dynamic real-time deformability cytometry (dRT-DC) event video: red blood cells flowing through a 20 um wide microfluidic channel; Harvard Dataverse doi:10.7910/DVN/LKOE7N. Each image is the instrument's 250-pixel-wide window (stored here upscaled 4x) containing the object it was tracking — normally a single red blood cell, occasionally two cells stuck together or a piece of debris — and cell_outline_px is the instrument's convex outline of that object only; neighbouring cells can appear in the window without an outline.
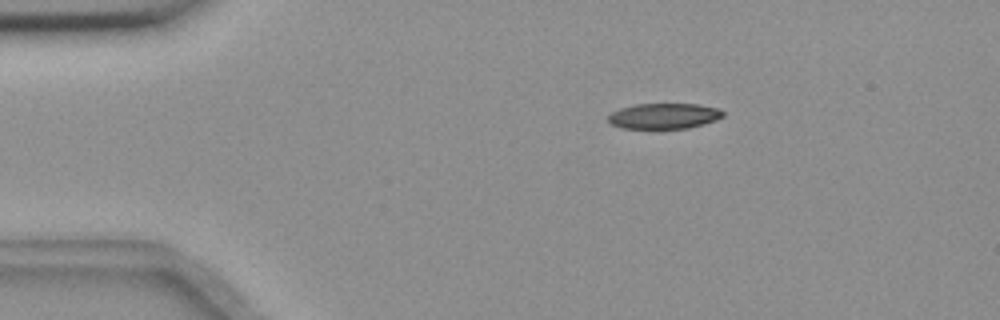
{"species": "common noctule bat (a hibernating species)", "species_latin": "Nyctalus noctula", "temperature_condition": "room temperature", "stored_images_in_passage": 46, "camera_frame_rate_fps": 3000, "um_per_image_px": 0.085, "animal": {"sex": "female", "body_mass_g": 18.4}, "frame": {"image": 1, "passage_image": 1, "time_ms": 0.0, "image_size_px": [1000, 320], "cell_outline_px": [[724, 116], [716, 120], [704, 124], [688, 128], [620, 128], [612, 124], [608, 120], [608, 116], [612, 112], [620, 108], [636, 104], [696, 104], [720, 108], [724, 112]], "centroid_in_image_um": [56.47, 9.85], "position_along_channel_um": 28.5, "area_um2": 17.11}}
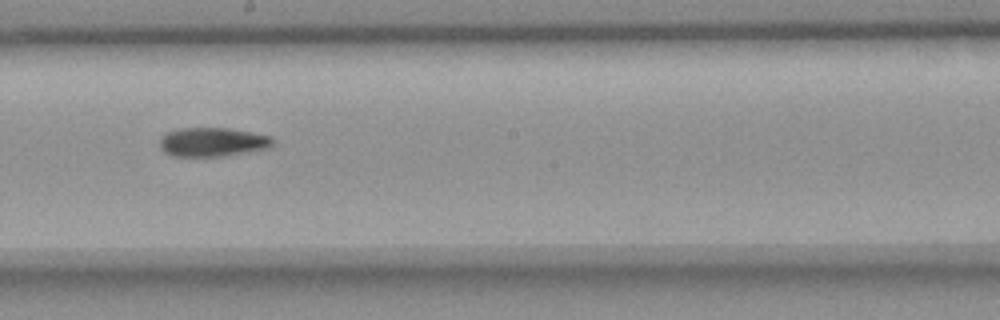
{"frame": {"image": 2, "passage_image": 22, "time_ms": 7.0, "image_size_px": [1000, 320], "cell_outline_px": [[276, 140], [268, 148], [224, 156], [176, 156], [164, 152], [160, 148], [160, 136], [168, 132], [180, 128], [228, 128], [252, 132], [272, 136]], "centroid_in_image_um": [18.08, 12.06], "position_along_channel_um": 230.1, "area_um2": 19.13}}
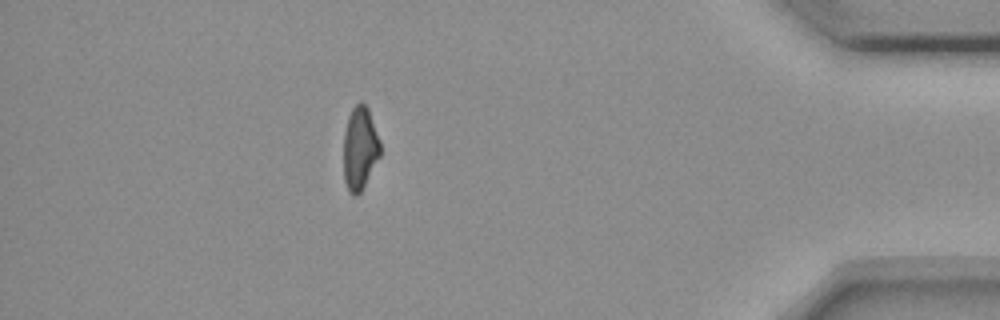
{"frame": {"image": 3, "passage_image": 40, "time_ms": 13.0, "image_size_px": [1000, 320], "cell_outline_px": [[380, 156], [360, 192], [356, 196], [352, 196], [348, 192], [344, 180], [344, 132], [348, 116], [352, 108], [360, 100], [368, 108], [380, 140]], "centroid_in_image_um": [30.58, 12.6], "position_along_channel_um": 404.6, "area_um2": 17.8}, "authors_computed_cell_mechanics": {"area_um2": 18.9584, "velocity_mm_per_s": 3.6902, "shape_relaxation_time_tau1_ms": 7.6021, "shape_relaxation_time_tau2_ms": null, "deformation_change_tau1": 0.1767, "deformation_change_tau2": null}}